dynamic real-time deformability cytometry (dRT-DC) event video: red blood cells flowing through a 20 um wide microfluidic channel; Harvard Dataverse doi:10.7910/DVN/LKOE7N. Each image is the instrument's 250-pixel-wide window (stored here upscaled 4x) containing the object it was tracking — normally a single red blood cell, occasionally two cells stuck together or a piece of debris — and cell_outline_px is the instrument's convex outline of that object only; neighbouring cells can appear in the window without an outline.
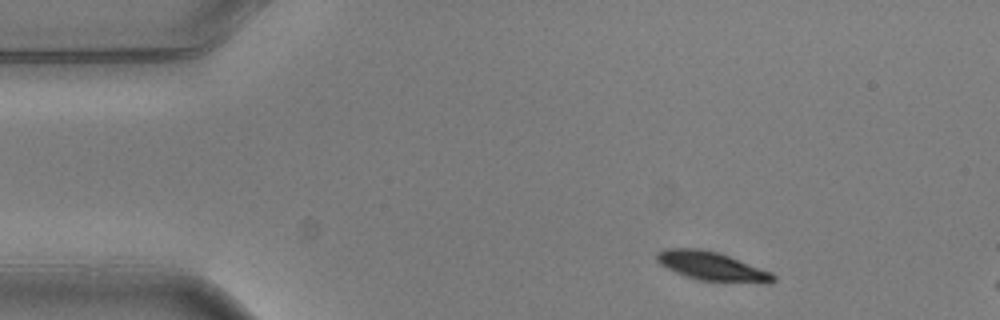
{"species": "common noctule bat (a hibernating species)", "species_latin": "Nyctalus noctula", "temperature_condition": "warm", "stored_images_in_passage": 4, "camera_frame_rate_fps": 3000, "um_per_image_px": 0.085, "animal": {"sex": "male", "body_mass_g": 20.5, "forearm_length_mm": 52.5}, "frame": {"image": 1, "passage_image": 1, "time_ms": 0.0, "image_size_px": [1000, 320], "cell_outline_px": [[776, 280], [772, 284], [760, 284], [696, 280], [684, 276], [660, 264], [656, 260], [656, 252], [664, 248], [700, 248], [716, 252], [728, 256], [772, 272], [776, 276]], "centroid_in_image_um": [60.55, 22.65], "position_along_channel_um": 24.5, "area_um2": 19.94}}